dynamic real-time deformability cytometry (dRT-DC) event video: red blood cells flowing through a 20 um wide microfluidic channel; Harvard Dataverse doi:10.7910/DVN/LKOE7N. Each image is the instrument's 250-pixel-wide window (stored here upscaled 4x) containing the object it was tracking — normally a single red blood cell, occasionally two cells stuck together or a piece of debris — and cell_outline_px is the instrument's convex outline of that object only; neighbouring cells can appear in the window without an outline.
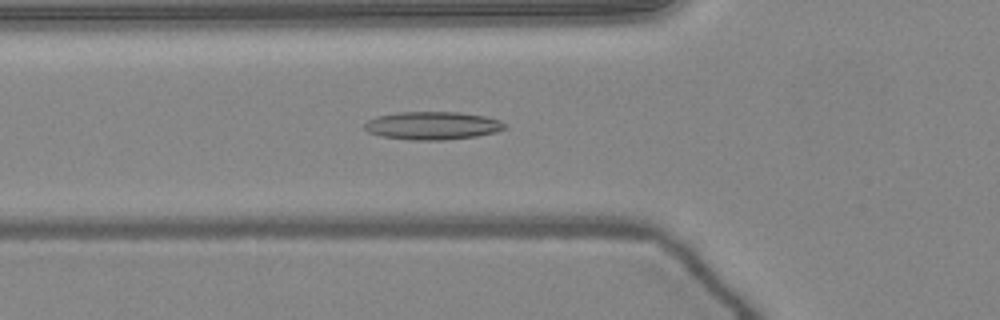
{"species": "common noctule bat (a hibernating species)", "species_latin": "Nyctalus noctula", "temperature_condition": "warm", "stored_images_in_passage": 52, "camera_frame_rate_fps": 3000, "um_per_image_px": 0.085, "animal": {"sex": "female", "body_mass_g": 24.6, "forearm_length_mm": 56.2}, "frame": {"image": 1, "passage_image": 18, "time_ms": 5.667, "image_size_px": [1000, 320], "cell_outline_px": [[508, 128], [496, 132], [476, 136], [444, 140], [408, 140], [380, 136], [368, 132], [364, 128], [364, 124], [368, 120], [376, 116], [396, 112], [460, 112], [484, 116], [500, 120], [508, 124]], "centroid_in_image_um": [36.77, 10.68], "position_along_channel_um": 89.0, "area_um2": 23.18}}
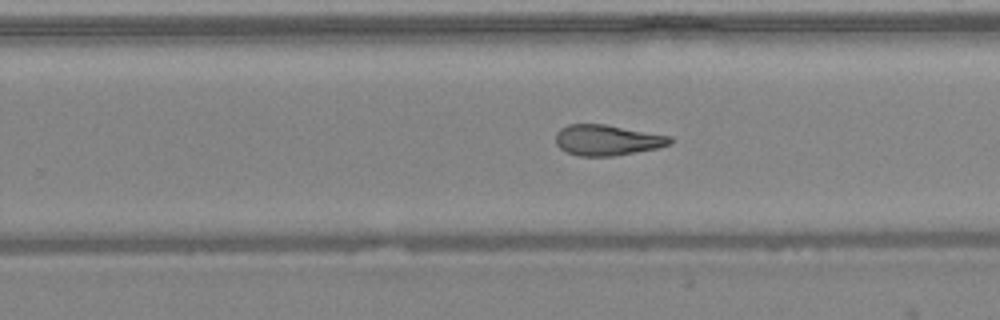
{"frame": {"image": 2, "passage_image": 32, "time_ms": 10.333, "image_size_px": [1000, 320], "cell_outline_px": [[672, 144], [656, 148], [636, 152], [612, 156], [580, 156], [568, 152], [560, 148], [556, 144], [556, 132], [560, 128], [568, 124], [604, 124], [672, 136]], "centroid_in_image_um": [51.61, 11.9], "position_along_channel_um": 278.2, "area_um2": 20.4}}
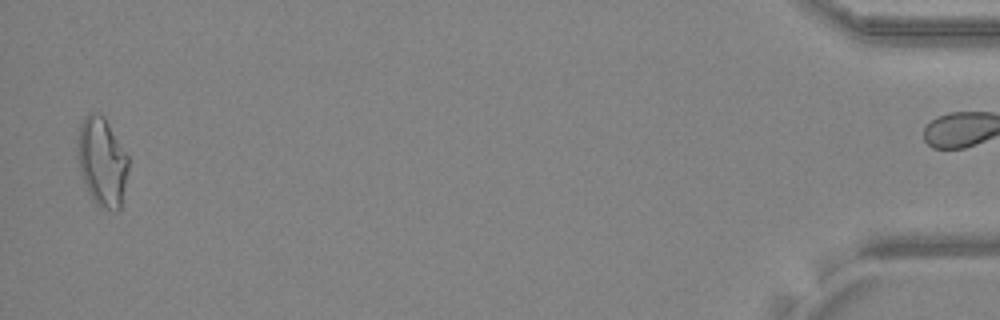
{"frame": {"image": 3, "passage_image": 50, "time_ms": 16.333, "image_size_px": [1000, 320], "cell_outline_px": [[128, 172], [120, 212], [116, 212], [104, 208], [96, 204], [88, 192], [84, 184], [80, 168], [76, 148], [80, 124], [84, 116], [88, 112], [96, 112], [104, 116], [128, 156]], "centroid_in_image_um": [8.68, 13.75], "position_along_channel_um": 426.5, "area_um2": 26.53}, "authors_computed_cell_mechanics": {"area_um2": 21.8773, "velocity_mm_per_s": 4.0442, "shape_relaxation_time_tau1_ms": null, "shape_relaxation_time_tau2_ms": 2.3715, "deformation_change_tau1": null, "deformation_change_tau2": 0.118}}